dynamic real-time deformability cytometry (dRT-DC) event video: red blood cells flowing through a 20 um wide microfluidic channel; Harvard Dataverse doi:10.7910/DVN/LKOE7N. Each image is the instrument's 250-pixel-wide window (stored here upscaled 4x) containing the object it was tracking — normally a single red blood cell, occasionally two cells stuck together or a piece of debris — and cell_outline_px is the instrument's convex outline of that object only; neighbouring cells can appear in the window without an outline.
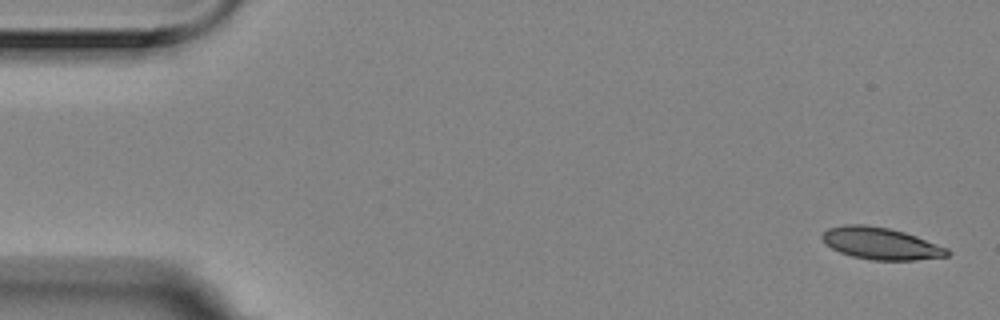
{"species": "Egyptian fruit bat (a non-hibernating species)", "species_latin": "Rousettus aegyptiacus", "temperature_condition": "room temperature", "stored_images_in_passage": 6, "camera_frame_rate_fps": 3000, "um_per_image_px": 0.085, "animal": {"sex": "female"}, "frame": {"image": 1, "passage_image": 1, "time_ms": 0.0, "image_size_px": [1000, 320], "cell_outline_px": [[952, 252], [948, 256], [916, 260], [872, 260], [852, 256], [840, 252], [824, 244], [820, 236], [828, 228], [844, 224], [864, 224], [888, 228], [904, 232], [916, 236], [948, 248]], "centroid_in_image_um": [74.86, 20.69], "position_along_channel_um": 10.1, "area_um2": 23.41}}